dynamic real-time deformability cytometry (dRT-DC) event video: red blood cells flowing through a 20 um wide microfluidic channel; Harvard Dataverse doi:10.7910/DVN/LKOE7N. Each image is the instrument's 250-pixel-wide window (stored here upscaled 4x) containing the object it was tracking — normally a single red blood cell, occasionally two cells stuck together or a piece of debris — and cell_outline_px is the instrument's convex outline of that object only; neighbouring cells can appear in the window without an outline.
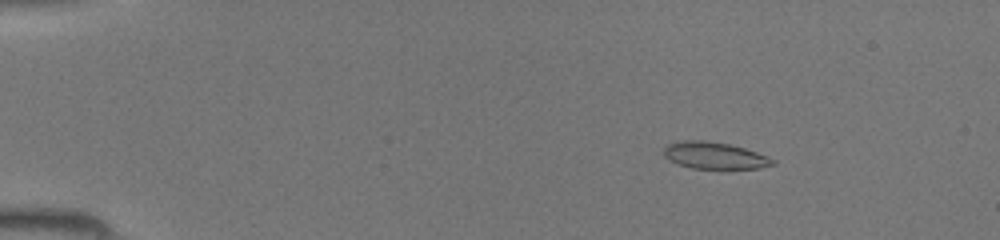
{"species": "common noctule bat (a hibernating species)", "species_latin": "Nyctalus noctula", "temperature_condition": "room temperature", "stored_images_in_passage": 46, "camera_frame_rate_fps": 3000, "um_per_image_px": 0.085, "animal": {"sex": "female", "body_mass_g": 19.5, "forearm_length_mm": 54.1}, "frame": {"image": 1, "passage_image": 7, "time_ms": 2.0, "image_size_px": [1000, 240], "cell_outline_px": [[776, 164], [760, 168], [692, 168], [680, 164], [664, 156], [664, 148], [668, 144], [680, 140], [704, 140], [728, 144], [744, 148], [768, 156], [776, 160]], "centroid_in_image_um": [60.77, 13.21], "position_along_channel_um": 24.2, "area_um2": 16.82}}
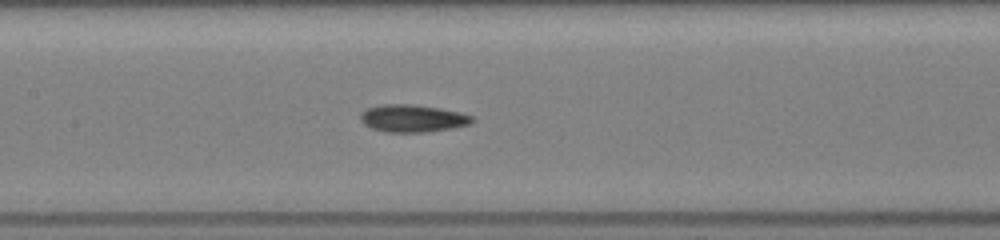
{"frame": {"image": 2, "passage_image": 23, "time_ms": 7.333, "image_size_px": [1000, 240], "cell_outline_px": [[476, 120], [468, 124], [452, 128], [424, 132], [388, 132], [372, 128], [364, 124], [360, 120], [360, 112], [368, 108], [380, 104], [416, 104], [440, 108], [460, 112], [472, 116]], "centroid_in_image_um": [35.06, 10.05], "position_along_channel_um": 172.3, "area_um2": 17.92}}
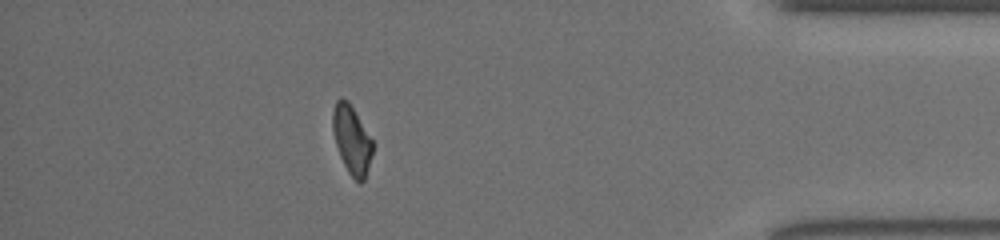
{"frame": {"image": 3, "passage_image": 41, "time_ms": 13.333, "image_size_px": [1000, 240], "cell_outline_px": [[372, 152], [364, 180], [360, 184], [348, 172], [340, 156], [336, 144], [332, 128], [332, 112], [336, 100], [340, 96], [348, 100], [372, 140]], "centroid_in_image_um": [29.87, 11.84], "position_along_channel_um": 405.3, "area_um2": 15.66}}